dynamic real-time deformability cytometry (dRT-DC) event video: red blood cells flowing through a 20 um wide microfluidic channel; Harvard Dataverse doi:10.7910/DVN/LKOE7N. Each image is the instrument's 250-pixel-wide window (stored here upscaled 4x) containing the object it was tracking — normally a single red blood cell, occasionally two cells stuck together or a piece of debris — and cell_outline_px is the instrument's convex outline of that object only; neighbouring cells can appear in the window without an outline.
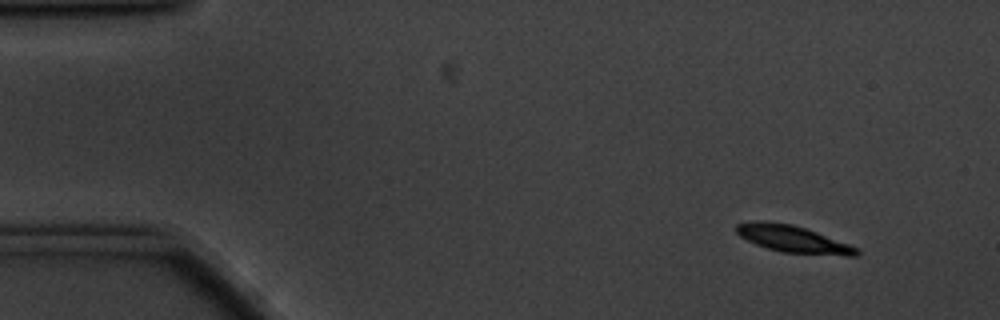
{"species": "common noctule bat (a hibernating species)", "species_latin": "Nyctalus noctula", "temperature_condition": "cold", "stored_images_in_passage": 54, "camera_frame_rate_fps": 3000, "um_per_image_px": 0.085, "animal": {"sex": "male", "body_mass_g": 20.1, "forearm_length_mm": 53.5}, "frame": {"image": 1, "passage_image": 1, "time_ms": 0.0, "image_size_px": [1000, 320], "cell_outline_px": [[860, 256], [848, 256], [780, 252], [756, 244], [740, 236], [736, 232], [736, 224], [752, 220], [764, 220], [792, 224], [816, 232], [860, 248]], "centroid_in_image_um": [67.41, 20.32], "position_along_channel_um": 17.6, "area_um2": 19.02}}
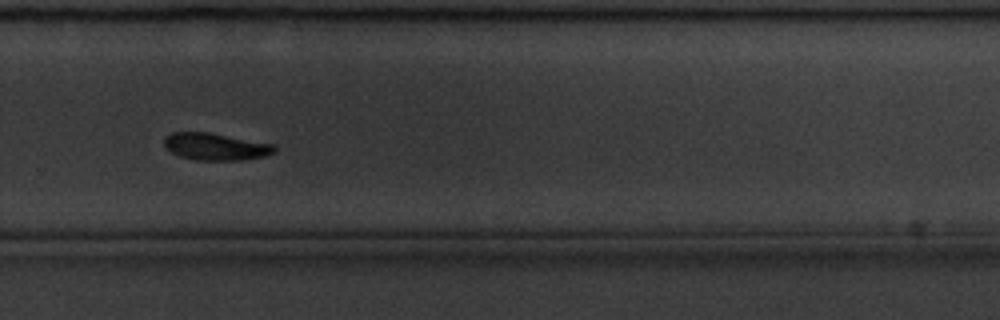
{"frame": {"image": 2, "passage_image": 35, "time_ms": 11.333, "image_size_px": [1000, 320], "cell_outline_px": [[276, 152], [268, 156], [244, 160], [196, 160], [180, 156], [172, 152], [164, 144], [164, 136], [172, 132], [208, 132], [276, 144]], "centroid_in_image_um": [18.39, 12.46], "position_along_channel_um": 311.4, "area_um2": 17.63}}
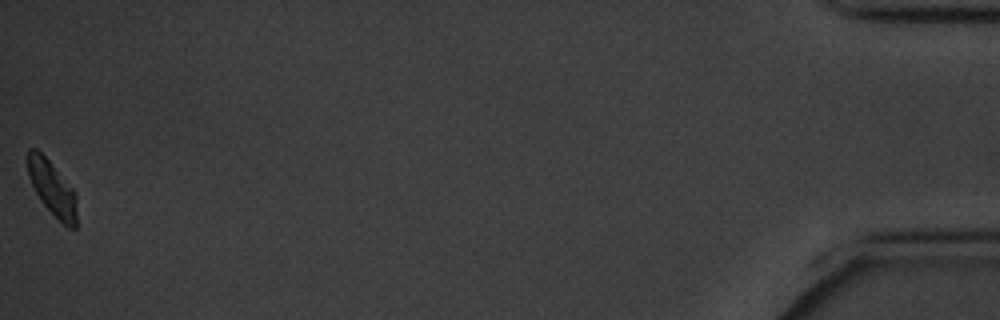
{"frame": {"image": 3, "passage_image": 54, "time_ms": 17.667, "image_size_px": [1000, 320], "cell_outline_px": [[76, 228], [68, 228], [40, 200], [28, 176], [24, 160], [28, 148], [36, 148], [48, 160], [76, 192]], "centroid_in_image_um": [4.39, 15.94], "position_along_channel_um": 430.8, "area_um2": 15.66}, "authors_computed_cell_mechanics": {"area_um2": 18.9873, "velocity_mm_per_s": 3.4153, "shape_relaxation_time_tau1_ms": 2.4522, "shape_relaxation_time_tau2_ms": null, "deformation_change_tau1": 0.1103, "deformation_change_tau2": null}}